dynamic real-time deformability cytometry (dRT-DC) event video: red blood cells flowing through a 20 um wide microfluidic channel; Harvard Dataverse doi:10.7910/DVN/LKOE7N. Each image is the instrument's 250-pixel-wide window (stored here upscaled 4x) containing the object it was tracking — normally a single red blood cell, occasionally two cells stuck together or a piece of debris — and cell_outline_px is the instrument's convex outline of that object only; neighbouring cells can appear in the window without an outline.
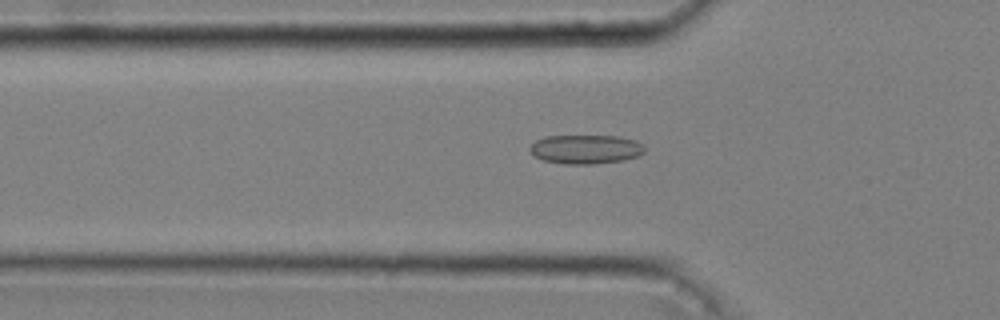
{"species": "common noctule bat (a hibernating species)", "species_latin": "Nyctalus noctula", "temperature_condition": "cold", "stored_images_in_passage": 51, "camera_frame_rate_fps": 3000, "um_per_image_px": 0.085, "animal": {"sex": "male", "body_mass_g": 20.4}, "frame": {"image": 1, "passage_image": 18, "time_ms": 5.667, "image_size_px": [1000, 320], "cell_outline_px": [[644, 152], [636, 156], [624, 160], [592, 164], [564, 164], [544, 160], [532, 156], [528, 148], [536, 140], [544, 136], [620, 136], [636, 140], [644, 144]], "centroid_in_image_um": [49.76, 12.68], "position_along_channel_um": 76.0, "area_um2": 19.59}}
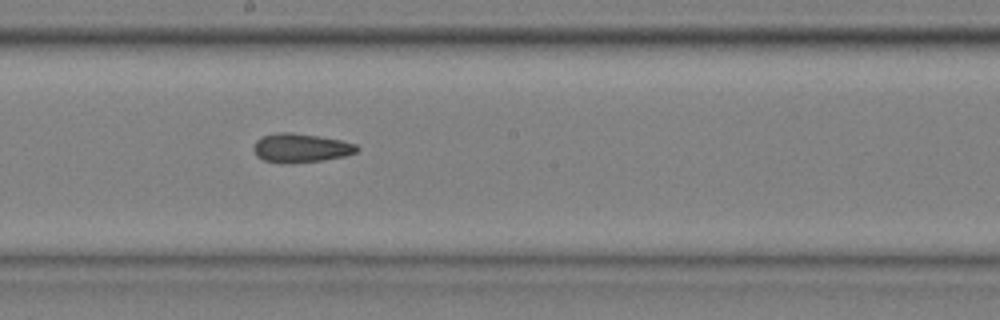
{"frame": {"image": 2, "passage_image": 30, "time_ms": 9.667, "image_size_px": [1000, 320], "cell_outline_px": [[360, 148], [356, 152], [344, 156], [324, 160], [264, 160], [256, 156], [252, 148], [256, 140], [264, 136], [276, 132], [292, 132], [340, 140], [356, 144]], "centroid_in_image_um": [25.58, 12.52], "position_along_channel_um": 222.6, "area_um2": 16.59}}
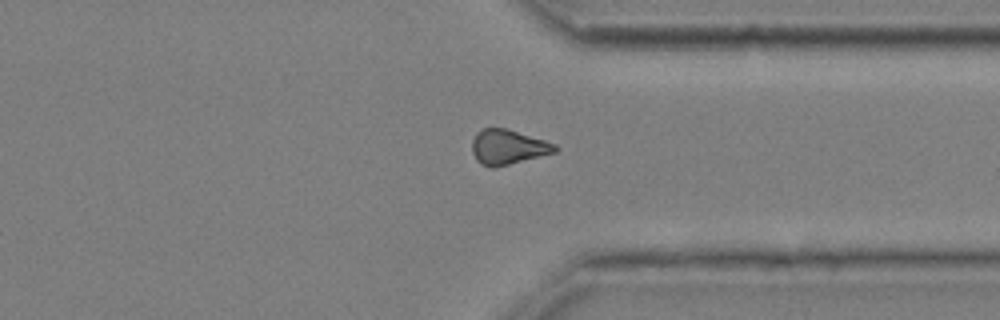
{"frame": {"image": 3, "passage_image": 42, "time_ms": 13.667, "image_size_px": [1000, 320], "cell_outline_px": [[556, 152], [492, 168], [488, 168], [480, 164], [476, 160], [472, 152], [472, 140], [476, 132], [484, 128], [508, 128], [556, 144]], "centroid_in_image_um": [43.13, 12.49], "position_along_channel_um": 368.3, "area_um2": 16.82}}